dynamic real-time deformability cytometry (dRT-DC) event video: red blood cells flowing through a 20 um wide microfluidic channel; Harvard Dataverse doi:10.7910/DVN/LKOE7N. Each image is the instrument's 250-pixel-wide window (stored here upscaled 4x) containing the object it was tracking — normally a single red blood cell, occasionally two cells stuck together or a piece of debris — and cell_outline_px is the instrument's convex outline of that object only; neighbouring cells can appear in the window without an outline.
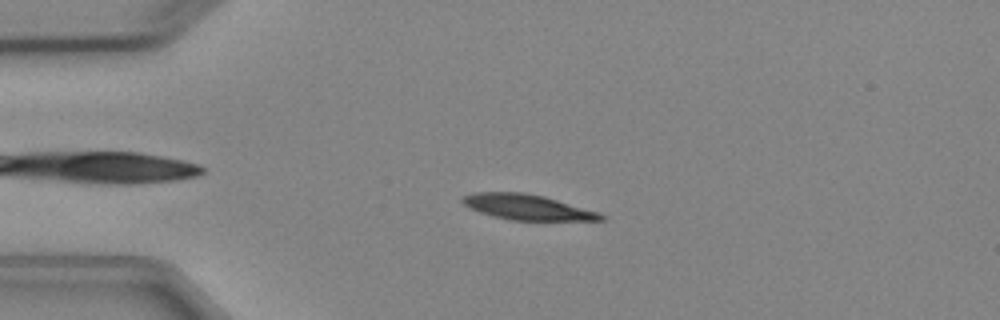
{"species": "Egyptian fruit bat (a non-hibernating species)", "species_latin": "Rousettus aegyptiacus", "temperature_condition": "cold", "stored_images_in_passage": 4, "camera_frame_rate_fps": 3000, "um_per_image_px": 0.085, "animal": {"sex": "female"}, "frame": {"image": 1, "passage_image": 4, "time_ms": 3.333, "image_size_px": [1000, 320], "cell_outline_px": [[608, 216], [604, 220], [512, 220], [492, 216], [480, 212], [464, 204], [460, 200], [460, 196], [476, 192], [524, 192], [544, 196], [600, 212]], "centroid_in_image_um": [44.84, 17.6], "position_along_channel_um": 40.2, "area_um2": 20.52}}